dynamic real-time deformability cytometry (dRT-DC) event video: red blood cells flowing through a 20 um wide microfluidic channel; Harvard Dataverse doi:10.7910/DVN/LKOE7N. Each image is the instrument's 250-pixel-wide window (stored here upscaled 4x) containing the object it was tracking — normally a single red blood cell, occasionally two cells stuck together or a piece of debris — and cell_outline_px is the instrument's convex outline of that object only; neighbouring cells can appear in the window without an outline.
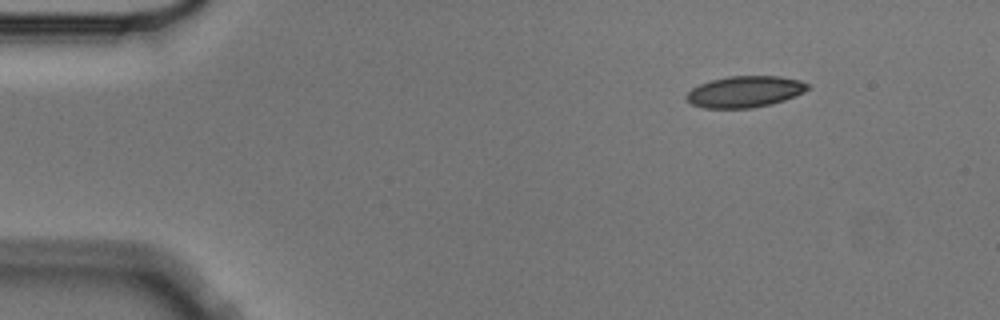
{"species": "Egyptian fruit bat (a non-hibernating species)", "species_latin": "Rousettus aegyptiacus", "temperature_condition": "cold", "stored_images_in_passage": 6, "segment_of_instrument_passage": [2, 2], "camera_frame_rate_fps": 3000, "um_per_image_px": 0.085, "animal": {"sex": "male"}, "frame": {"image": 1, "passage_image": 6, "time_ms": 1.667, "image_size_px": [1000, 320], "cell_outline_px": [[812, 84], [804, 92], [784, 100], [772, 104], [752, 108], [704, 108], [692, 104], [684, 96], [692, 88], [700, 84], [712, 80], [728, 76], [780, 76], [800, 80]], "centroid_in_image_um": [63.34, 7.79], "position_along_channel_um": 21.7, "area_um2": 22.2}}